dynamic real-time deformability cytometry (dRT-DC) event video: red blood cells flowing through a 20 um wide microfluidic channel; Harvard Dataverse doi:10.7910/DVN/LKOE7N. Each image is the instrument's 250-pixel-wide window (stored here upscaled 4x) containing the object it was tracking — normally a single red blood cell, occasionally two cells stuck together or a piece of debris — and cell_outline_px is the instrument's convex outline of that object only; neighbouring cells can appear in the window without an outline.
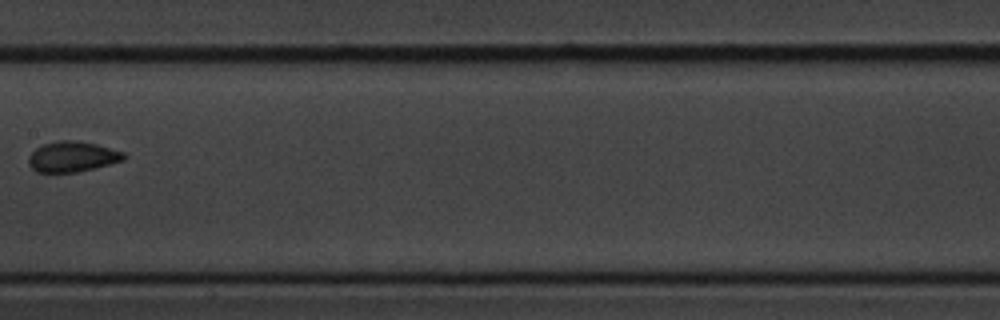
{"species": "common noctule bat (a hibernating species)", "species_latin": "Nyctalus noctula", "temperature_condition": "cold", "stored_images_in_passage": 11, "camera_frame_rate_fps": 3000, "um_per_image_px": 0.085, "animal": {"sex": "male", "body_mass_g": 20.1, "forearm_length_mm": 53.5}, "frame": {"image": 1, "passage_image": 11, "time_ms": 12.667, "image_size_px": [1000, 320], "cell_outline_px": [[128, 156], [124, 160], [96, 168], [76, 172], [36, 172], [28, 164], [28, 156], [36, 148], [44, 144], [56, 140], [80, 140], [96, 144], [124, 152]], "centroid_in_image_um": [6.16, 13.31], "position_along_channel_um": 201.2, "area_um2": 17.11}}